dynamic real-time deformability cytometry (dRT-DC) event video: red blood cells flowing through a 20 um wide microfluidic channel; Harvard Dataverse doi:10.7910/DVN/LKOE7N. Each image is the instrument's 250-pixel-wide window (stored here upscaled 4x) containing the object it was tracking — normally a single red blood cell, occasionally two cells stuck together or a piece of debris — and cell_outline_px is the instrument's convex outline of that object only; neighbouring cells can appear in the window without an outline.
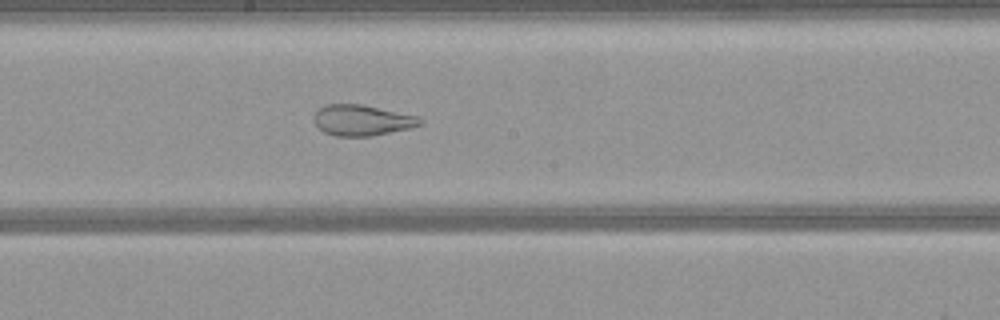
{"species": "common noctule bat (a hibernating species)", "species_latin": "Nyctalus noctula", "temperature_condition": "warm", "stored_images_in_passage": 42, "camera_frame_rate_fps": 3000, "um_per_image_px": 0.085, "animal": {"sex": "female", "body_mass_g": 21.9}, "frame": {"image": 1, "passage_image": 18, "time_ms": 5.667, "image_size_px": [1000, 320], "cell_outline_px": [[424, 124], [408, 128], [372, 136], [336, 136], [324, 132], [316, 124], [316, 112], [324, 104], [360, 104], [420, 116], [424, 120]], "centroid_in_image_um": [30.83, 10.22], "position_along_channel_um": 217.4, "area_um2": 18.9}}
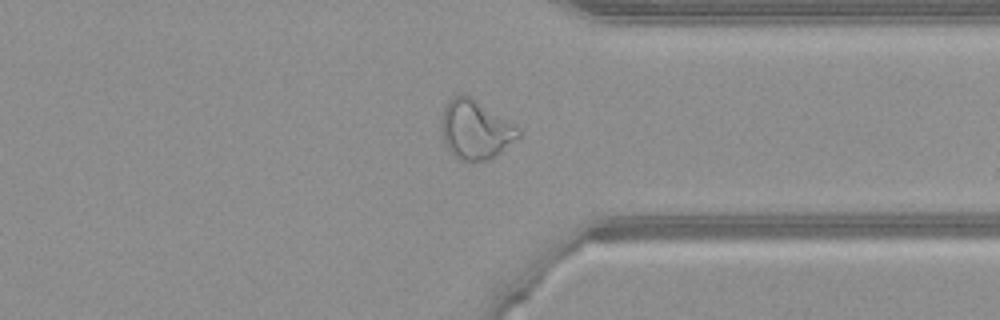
{"frame": {"image": 2, "passage_image": 30, "time_ms": 9.667, "image_size_px": [1000, 320], "cell_outline_px": [[520, 136], [488, 160], [460, 160], [452, 156], [444, 144], [440, 128], [440, 120], [444, 108], [448, 100], [452, 96], [468, 96], [520, 128]], "centroid_in_image_um": [40.34, 11.04], "position_along_channel_um": 371.1, "area_um2": 26.01}}
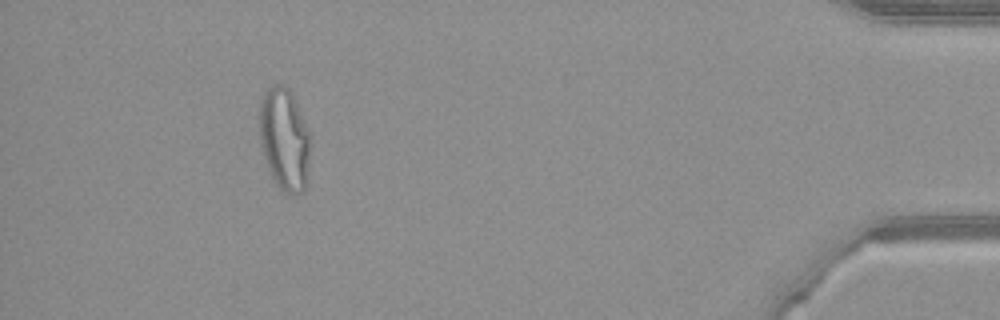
{"frame": {"image": 3, "passage_image": 38, "time_ms": 12.333, "image_size_px": [1000, 320], "cell_outline_px": [[312, 136], [308, 180], [304, 188], [300, 192], [292, 196], [284, 192], [276, 184], [268, 168], [260, 144], [260, 104], [264, 92], [272, 84], [284, 84], [288, 88]], "centroid_in_image_um": [24.21, 11.86], "position_along_channel_um": 411.0, "area_um2": 30.75}}